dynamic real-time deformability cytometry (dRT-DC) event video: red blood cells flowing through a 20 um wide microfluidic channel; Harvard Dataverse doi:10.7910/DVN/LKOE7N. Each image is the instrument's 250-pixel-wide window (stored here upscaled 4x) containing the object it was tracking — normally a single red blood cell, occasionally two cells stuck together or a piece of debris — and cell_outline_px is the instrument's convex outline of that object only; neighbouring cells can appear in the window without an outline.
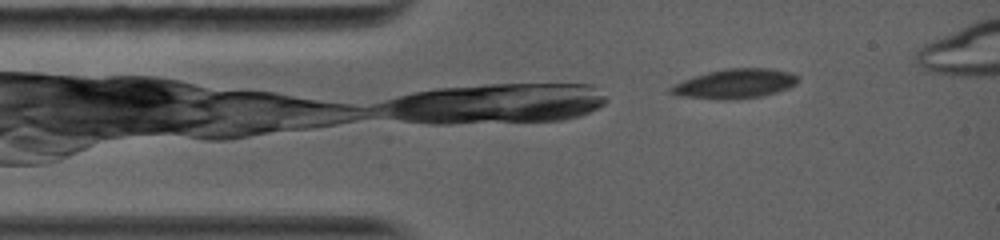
{"species": "common noctule bat (a hibernating species)", "species_latin": "Nyctalus noctula", "temperature_condition": "warm", "stored_images_in_passage": 15, "camera_frame_rate_fps": 5000, "um_per_image_px": 0.085, "animal": {"sex": "female", "body_mass_g": 19.0, "forearm_length_mm": 56.7}, "frame": {"image": 1, "passage_image": 1, "time_ms": 0.0, "image_size_px": [1000, 240], "cell_outline_px": [[800, 80], [796, 84], [788, 88], [776, 92], [760, 96], [736, 100], [716, 100], [676, 96], [668, 92], [668, 88], [684, 80], [708, 72], [724, 68], [768, 68], [792, 72], [800, 76]], "centroid_in_image_um": [62.48, 7.13], "position_along_channel_um": 22.5, "area_um2": 22.2}}
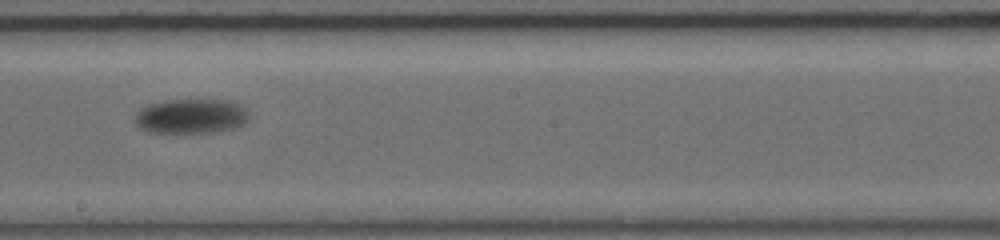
{"frame": {"image": 2, "passage_image": 7, "time_ms": 6.4, "image_size_px": [1000, 240], "cell_outline_px": [[248, 120], [244, 124], [236, 128], [212, 132], [148, 132], [140, 128], [132, 120], [140, 108], [148, 104], [164, 100], [228, 100], [244, 104], [248, 112]], "centroid_in_image_um": [16.25, 9.86], "position_along_channel_um": 231.9, "area_um2": 23.41}}
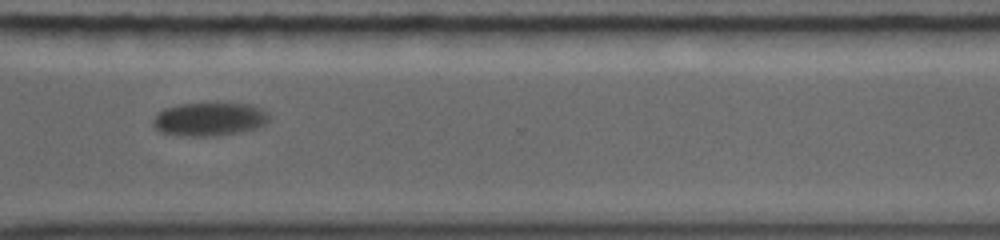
{"frame": {"image": 3, "passage_image": 10, "time_ms": 9.6, "image_size_px": [1000, 240], "cell_outline_px": [[268, 124], [256, 128], [216, 136], [184, 136], [160, 132], [152, 124], [152, 120], [164, 108], [180, 104], [216, 100], [252, 104], [268, 112]], "centroid_in_image_um": [17.83, 10.07], "position_along_channel_um": 352.8, "area_um2": 23.47}}